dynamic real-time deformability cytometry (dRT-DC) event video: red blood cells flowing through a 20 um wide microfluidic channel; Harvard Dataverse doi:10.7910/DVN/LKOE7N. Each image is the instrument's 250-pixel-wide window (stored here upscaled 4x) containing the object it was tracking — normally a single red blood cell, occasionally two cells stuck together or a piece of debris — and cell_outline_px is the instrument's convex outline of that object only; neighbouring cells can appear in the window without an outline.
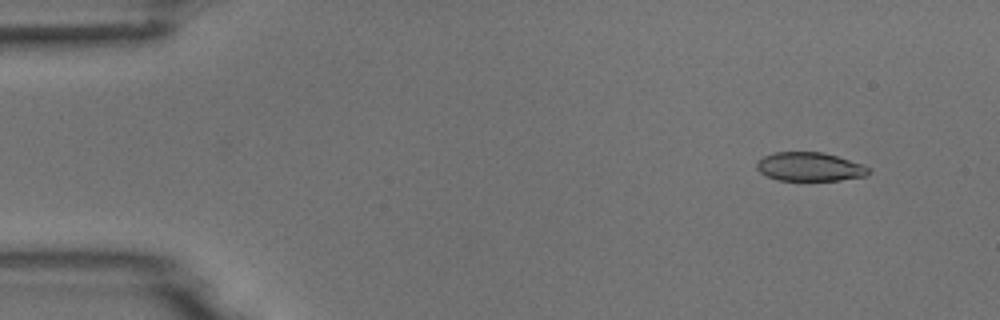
{"species": "common noctule bat (a hibernating species)", "species_latin": "Nyctalus noctula", "temperature_condition": "room temperature", "stored_images_in_passage": 4, "camera_frame_rate_fps": 3000, "um_per_image_px": 0.085, "animal": {"sex": "male", "body_mass_g": 18.8}, "frame": {"image": 1, "passage_image": 2, "time_ms": 0.333, "image_size_px": [1000, 320], "cell_outline_px": [[868, 176], [840, 180], [776, 180], [760, 172], [756, 168], [756, 160], [772, 152], [820, 152], [836, 156], [864, 164], [868, 168]], "centroid_in_image_um": [68.8, 14.17], "position_along_channel_um": 16.2, "area_um2": 18.79}}
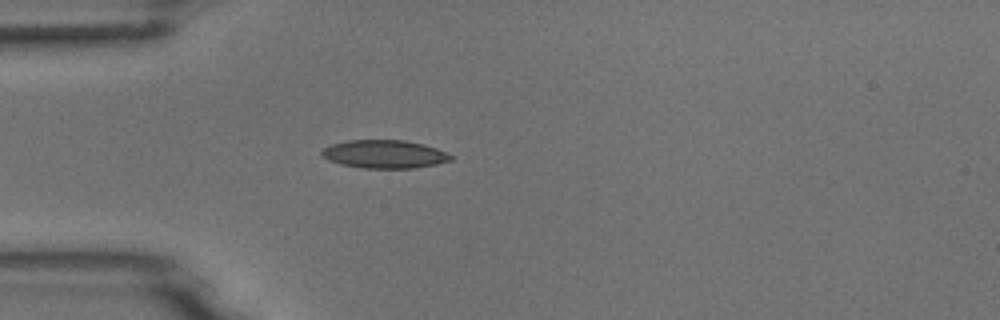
{"frame": {"image": 2, "passage_image": 4, "time_ms": 1.0, "image_size_px": [1000, 320], "cell_outline_px": [[452, 160], [436, 164], [416, 168], [364, 168], [340, 164], [328, 160], [320, 156], [320, 152], [324, 148], [332, 144], [348, 140], [404, 140], [424, 144], [436, 148], [452, 156]], "centroid_in_image_um": [32.65, 13.1], "position_along_channel_um": 52.4, "area_um2": 21.21}}